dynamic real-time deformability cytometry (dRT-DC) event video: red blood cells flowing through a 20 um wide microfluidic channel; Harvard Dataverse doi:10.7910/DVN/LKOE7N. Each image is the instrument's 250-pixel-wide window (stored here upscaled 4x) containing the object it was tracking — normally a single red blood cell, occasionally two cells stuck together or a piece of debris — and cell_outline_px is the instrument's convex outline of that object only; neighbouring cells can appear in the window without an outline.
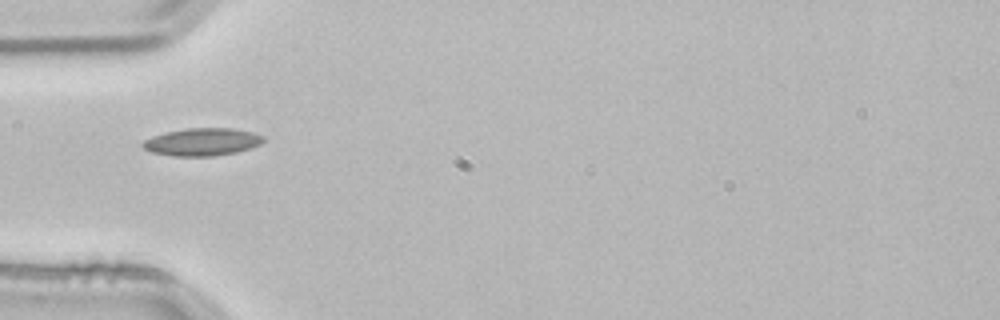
{"species": "common noctule bat (a hibernating species)", "species_latin": "Nyctalus noctula", "temperature_condition": "room temperature", "stored_images_in_passage": 4, "camera_frame_rate_fps": 3000, "um_per_image_px": 0.085, "animal": {"sex": "male", "body_mass_g": 21.5, "forearm_length_mm": 52.0}, "frame": {"image": 1, "passage_image": 3, "time_ms": 0.667, "image_size_px": [1000, 320], "cell_outline_px": [[264, 140], [260, 144], [252, 148], [236, 152], [212, 156], [172, 156], [152, 152], [144, 148], [140, 144], [144, 140], [152, 136], [184, 128], [232, 128], [252, 132], [264, 136]], "centroid_in_image_um": [17.19, 12.06], "position_along_channel_um": 67.8, "area_um2": 19.42}}